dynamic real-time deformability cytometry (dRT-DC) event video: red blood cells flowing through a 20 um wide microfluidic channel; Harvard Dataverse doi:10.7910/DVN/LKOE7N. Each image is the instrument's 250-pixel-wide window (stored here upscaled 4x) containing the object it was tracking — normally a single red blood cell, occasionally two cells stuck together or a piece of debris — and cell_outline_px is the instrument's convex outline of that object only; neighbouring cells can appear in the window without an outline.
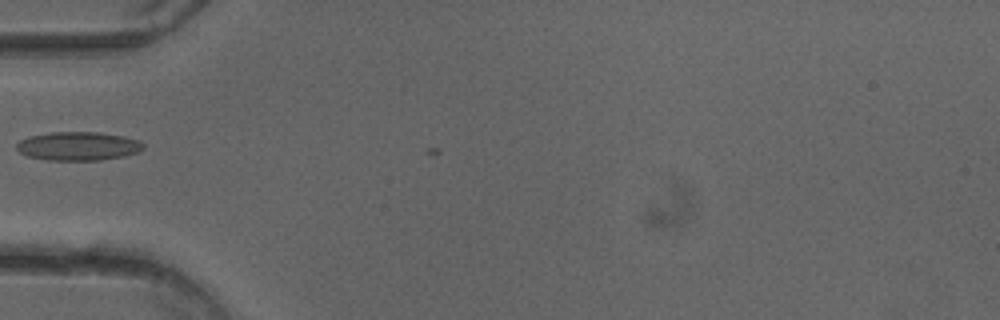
{"species": "common noctule bat (a hibernating species)", "species_latin": "Nyctalus noctula", "temperature_condition": "cold", "stored_images_in_passage": 5, "camera_frame_rate_fps": 3000, "um_per_image_px": 0.085, "animal": {"sex": "female"}, "frame": {"image": 1, "passage_image": 1, "time_ms": 0.0, "image_size_px": [1000, 320], "cell_outline_px": [[144, 148], [140, 152], [124, 156], [100, 160], [48, 160], [28, 156], [20, 152], [16, 148], [16, 144], [20, 140], [28, 136], [52, 132], [100, 132], [124, 136], [140, 140], [144, 144]], "centroid_in_image_um": [6.68, 12.41], "position_along_channel_um": 78.3, "area_um2": 21.33}}
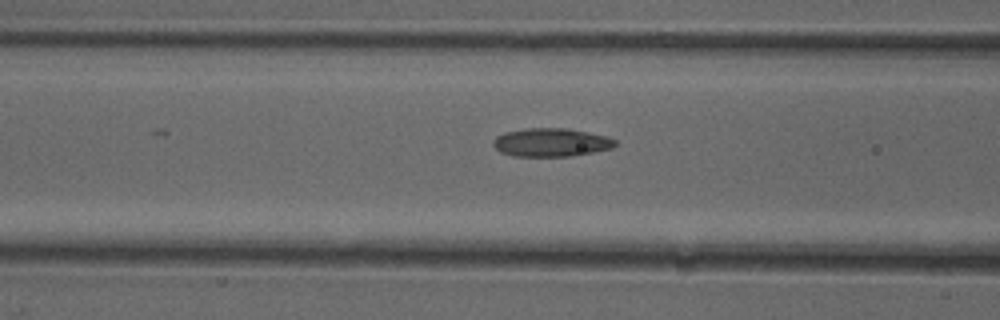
{"frame": {"image": 2, "passage_image": 4, "time_ms": 1.0, "image_size_px": [1000, 320], "cell_outline_px": [[616, 144], [612, 148], [572, 156], [512, 156], [500, 152], [492, 144], [492, 140], [496, 136], [504, 132], [524, 128], [568, 128], [608, 136], [616, 140]], "centroid_in_image_um": [46.82, 12.09], "position_along_channel_um": 119.8, "area_um2": 20.35}}